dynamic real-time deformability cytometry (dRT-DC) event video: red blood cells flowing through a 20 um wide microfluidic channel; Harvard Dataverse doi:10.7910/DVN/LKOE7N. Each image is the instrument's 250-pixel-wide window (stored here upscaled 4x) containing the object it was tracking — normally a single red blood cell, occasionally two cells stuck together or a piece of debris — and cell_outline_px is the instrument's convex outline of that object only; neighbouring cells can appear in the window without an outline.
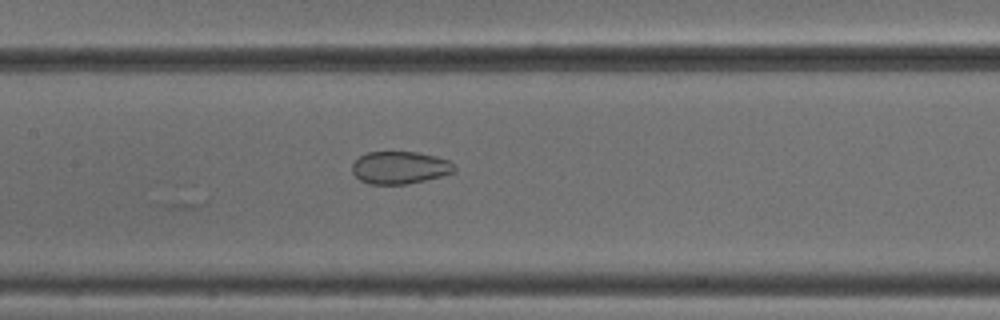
{"species": "common noctule bat (a hibernating species)", "species_latin": "Nyctalus noctula", "temperature_condition": "cold", "stored_images_in_passage": 10, "camera_frame_rate_fps": 3000, "um_per_image_px": 0.085, "animal": {"sex": "male", "body_mass_g": 18.8}, "frame": {"image": 1, "passage_image": 10, "time_ms": 3.0, "image_size_px": [1000, 320], "cell_outline_px": [[456, 168], [452, 172], [440, 176], [424, 180], [404, 184], [368, 184], [360, 180], [352, 172], [352, 164], [360, 156], [368, 152], [416, 152], [436, 156], [448, 160], [456, 164]], "centroid_in_image_um": [33.98, 14.24], "position_along_channel_um": 173.4, "area_um2": 19.25}}